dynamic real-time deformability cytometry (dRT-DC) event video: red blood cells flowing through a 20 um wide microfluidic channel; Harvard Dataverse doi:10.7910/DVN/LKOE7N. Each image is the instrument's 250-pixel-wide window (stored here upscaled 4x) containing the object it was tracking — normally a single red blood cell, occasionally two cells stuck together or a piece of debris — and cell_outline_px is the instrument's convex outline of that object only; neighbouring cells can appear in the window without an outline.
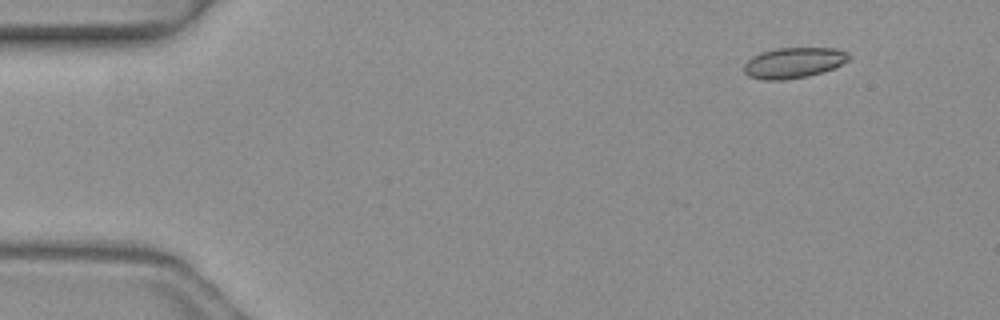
{"species": "common noctule bat (a hibernating species)", "species_latin": "Nyctalus noctula", "temperature_condition": "warm", "stored_images_in_passage": 4, "segment_of_instrument_passage": [1, 2], "camera_frame_rate_fps": 3000, "um_per_image_px": 0.085, "animal": {"sex": "female", "body_mass_g": 19.3, "forearm_length_mm": 54.1}, "frame": {"image": 1, "passage_image": 1, "time_ms": 0.0, "image_size_px": [1000, 320], "cell_outline_px": [[852, 56], [848, 60], [836, 68], [808, 76], [784, 80], [764, 80], [748, 76], [744, 72], [744, 64], [752, 56], [760, 52], [776, 48], [836, 48], [848, 52]], "centroid_in_image_um": [67.48, 5.33], "position_along_channel_um": 17.5, "area_um2": 18.96}}